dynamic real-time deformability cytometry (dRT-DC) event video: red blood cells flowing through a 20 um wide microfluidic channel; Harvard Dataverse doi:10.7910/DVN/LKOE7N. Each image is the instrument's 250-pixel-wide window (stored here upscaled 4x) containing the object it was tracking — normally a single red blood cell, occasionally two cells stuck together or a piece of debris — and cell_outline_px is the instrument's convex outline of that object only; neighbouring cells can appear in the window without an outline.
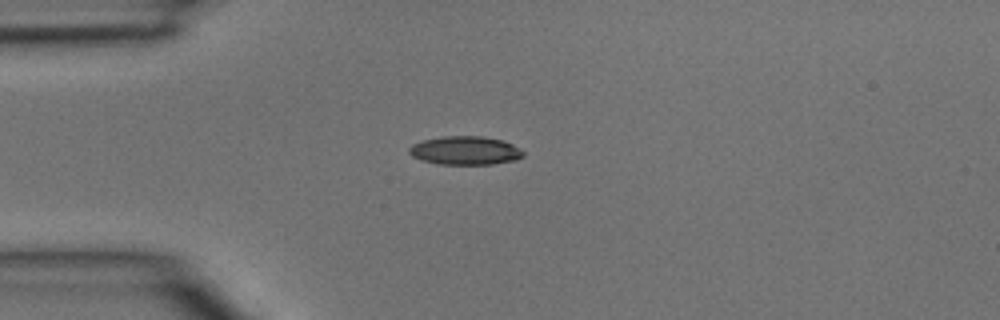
{"species": "common noctule bat (a hibernating species)", "species_latin": "Nyctalus noctula", "temperature_condition": "room temperature", "stored_images_in_passage": 3, "camera_frame_rate_fps": 3000, "um_per_image_px": 0.085, "animal": {"sex": "male", "body_mass_g": 15.6}, "frame": {"image": 1, "passage_image": 2, "time_ms": 0.333, "image_size_px": [1000, 320], "cell_outline_px": [[524, 156], [516, 160], [492, 164], [436, 164], [420, 160], [412, 156], [408, 152], [408, 148], [412, 144], [424, 140], [444, 136], [480, 136], [504, 140], [520, 148], [524, 152]], "centroid_in_image_um": [39.54, 12.8], "position_along_channel_um": 45.5, "area_um2": 19.13}}
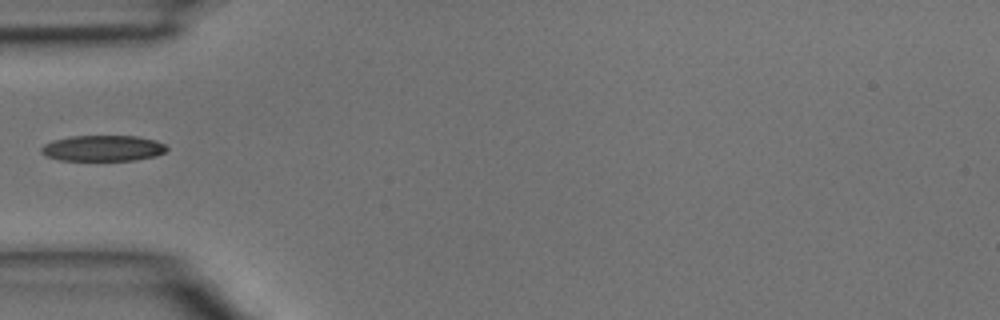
{"frame": {"image": 2, "passage_image": 3, "time_ms": 0.667, "image_size_px": [1000, 320], "cell_outline_px": [[168, 148], [164, 152], [156, 156], [136, 160], [60, 160], [48, 156], [40, 152], [40, 148], [44, 144], [52, 140], [72, 136], [136, 136], [156, 140], [164, 144]], "centroid_in_image_um": [8.75, 12.59], "position_along_channel_um": 76.3, "area_um2": 18.9}}